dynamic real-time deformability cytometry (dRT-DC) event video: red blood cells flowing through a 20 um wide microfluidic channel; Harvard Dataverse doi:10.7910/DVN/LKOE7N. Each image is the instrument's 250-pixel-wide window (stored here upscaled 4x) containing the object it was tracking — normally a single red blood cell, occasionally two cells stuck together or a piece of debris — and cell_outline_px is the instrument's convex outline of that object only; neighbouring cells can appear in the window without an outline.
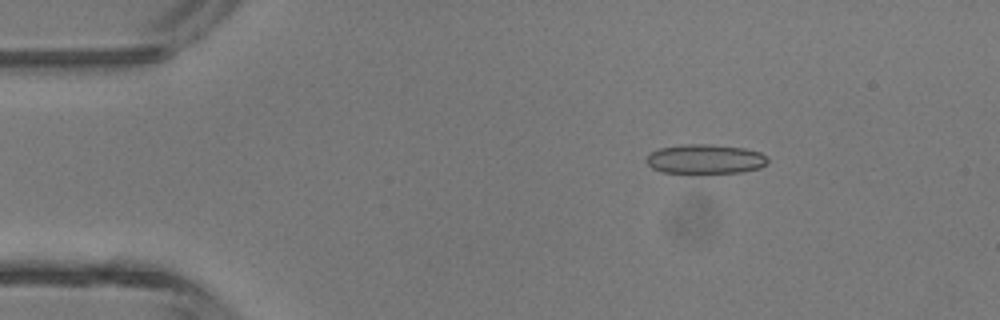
{"species": "common noctule bat (a hibernating species)", "species_latin": "Nyctalus noctula", "temperature_condition": "room temperature", "stored_images_in_passage": 3, "camera_frame_rate_fps": 3000, "um_per_image_px": 0.085, "animal": {"sex": "male", "body_mass_g": 13.3}, "frame": {"image": 1, "passage_image": 1, "time_ms": 0.0, "image_size_px": [1000, 320], "cell_outline_px": [[768, 160], [760, 168], [740, 172], [664, 172], [652, 168], [648, 164], [648, 156], [652, 152], [660, 148], [680, 144], [712, 144], [744, 148], [760, 152]], "centroid_in_image_um": [59.95, 13.5], "position_along_channel_um": 25.1, "area_um2": 20.4}}
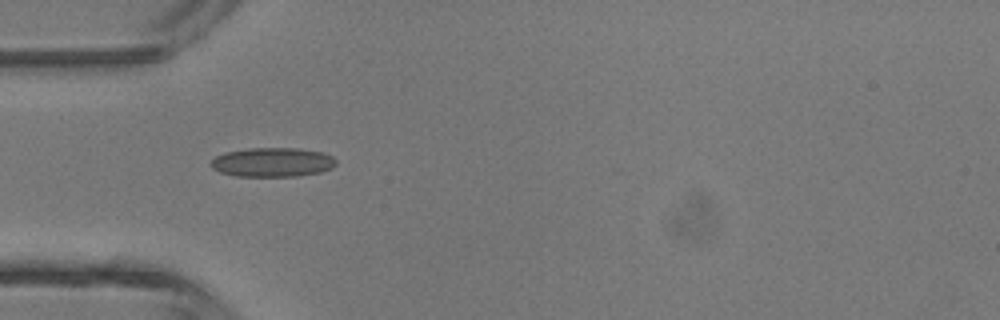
{"frame": {"image": 2, "passage_image": 3, "time_ms": 0.667, "image_size_px": [1000, 320], "cell_outline_px": [[336, 164], [332, 168], [320, 172], [296, 176], [236, 176], [220, 172], [212, 168], [208, 164], [216, 156], [224, 152], [248, 148], [300, 148], [324, 152], [332, 156], [336, 160]], "centroid_in_image_um": [23.16, 13.78], "position_along_channel_um": 61.8, "area_um2": 21.5}}